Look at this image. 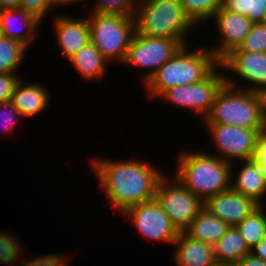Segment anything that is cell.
<instances>
[{"label": "cell", "instance_id": "1", "mask_svg": "<svg viewBox=\"0 0 266 266\" xmlns=\"http://www.w3.org/2000/svg\"><path fill=\"white\" fill-rule=\"evenodd\" d=\"M92 167L112 207L121 213L154 199L157 184L164 175L158 167L140 160L128 162L97 158L92 161Z\"/></svg>", "mask_w": 266, "mask_h": 266}, {"label": "cell", "instance_id": "2", "mask_svg": "<svg viewBox=\"0 0 266 266\" xmlns=\"http://www.w3.org/2000/svg\"><path fill=\"white\" fill-rule=\"evenodd\" d=\"M203 151H185L179 156L174 176L203 203L231 188L232 163Z\"/></svg>", "mask_w": 266, "mask_h": 266}, {"label": "cell", "instance_id": "3", "mask_svg": "<svg viewBox=\"0 0 266 266\" xmlns=\"http://www.w3.org/2000/svg\"><path fill=\"white\" fill-rule=\"evenodd\" d=\"M203 121L204 124L266 129L263 94L225 83L217 92L211 110Z\"/></svg>", "mask_w": 266, "mask_h": 266}, {"label": "cell", "instance_id": "4", "mask_svg": "<svg viewBox=\"0 0 266 266\" xmlns=\"http://www.w3.org/2000/svg\"><path fill=\"white\" fill-rule=\"evenodd\" d=\"M188 49L187 45L182 46L144 83L151 97L175 86L199 82L220 64L208 48L191 52Z\"/></svg>", "mask_w": 266, "mask_h": 266}, {"label": "cell", "instance_id": "5", "mask_svg": "<svg viewBox=\"0 0 266 266\" xmlns=\"http://www.w3.org/2000/svg\"><path fill=\"white\" fill-rule=\"evenodd\" d=\"M135 30L147 37L170 38L185 46V34L196 25L179 0H137Z\"/></svg>", "mask_w": 266, "mask_h": 266}, {"label": "cell", "instance_id": "6", "mask_svg": "<svg viewBox=\"0 0 266 266\" xmlns=\"http://www.w3.org/2000/svg\"><path fill=\"white\" fill-rule=\"evenodd\" d=\"M90 41L108 60L124 62L135 33L134 16L110 13H89Z\"/></svg>", "mask_w": 266, "mask_h": 266}, {"label": "cell", "instance_id": "7", "mask_svg": "<svg viewBox=\"0 0 266 266\" xmlns=\"http://www.w3.org/2000/svg\"><path fill=\"white\" fill-rule=\"evenodd\" d=\"M167 179L166 174L160 178L156 187L155 200L177 229L183 232L204 208V203L175 176L172 180Z\"/></svg>", "mask_w": 266, "mask_h": 266}, {"label": "cell", "instance_id": "8", "mask_svg": "<svg viewBox=\"0 0 266 266\" xmlns=\"http://www.w3.org/2000/svg\"><path fill=\"white\" fill-rule=\"evenodd\" d=\"M219 64L205 79L187 85L175 86L164 91L159 98L202 115L204 119L210 112L217 92L226 83Z\"/></svg>", "mask_w": 266, "mask_h": 266}, {"label": "cell", "instance_id": "9", "mask_svg": "<svg viewBox=\"0 0 266 266\" xmlns=\"http://www.w3.org/2000/svg\"><path fill=\"white\" fill-rule=\"evenodd\" d=\"M182 45L174 39L147 37L135 31L123 64L149 69L144 75V83L164 65Z\"/></svg>", "mask_w": 266, "mask_h": 266}, {"label": "cell", "instance_id": "10", "mask_svg": "<svg viewBox=\"0 0 266 266\" xmlns=\"http://www.w3.org/2000/svg\"><path fill=\"white\" fill-rule=\"evenodd\" d=\"M205 126L217 147V154H213L232 163V159L251 160L255 150L256 137L264 129H248L225 124H206Z\"/></svg>", "mask_w": 266, "mask_h": 266}, {"label": "cell", "instance_id": "11", "mask_svg": "<svg viewBox=\"0 0 266 266\" xmlns=\"http://www.w3.org/2000/svg\"><path fill=\"white\" fill-rule=\"evenodd\" d=\"M122 215L128 216L142 236L152 241L173 244L180 234L155 198L128 208Z\"/></svg>", "mask_w": 266, "mask_h": 266}, {"label": "cell", "instance_id": "12", "mask_svg": "<svg viewBox=\"0 0 266 266\" xmlns=\"http://www.w3.org/2000/svg\"><path fill=\"white\" fill-rule=\"evenodd\" d=\"M222 68L234 72L245 80L250 87H238L235 78L225 76L226 84L239 89H246L263 93L266 90V53L232 51L221 62ZM235 80V81H234ZM237 84V85H236Z\"/></svg>", "mask_w": 266, "mask_h": 266}, {"label": "cell", "instance_id": "13", "mask_svg": "<svg viewBox=\"0 0 266 266\" xmlns=\"http://www.w3.org/2000/svg\"><path fill=\"white\" fill-rule=\"evenodd\" d=\"M212 18L216 20L215 25H217L218 35H221V43L214 48L210 47L209 50L221 62L233 50L240 47L250 33L253 22L245 15L231 12L223 6L215 12Z\"/></svg>", "mask_w": 266, "mask_h": 266}, {"label": "cell", "instance_id": "14", "mask_svg": "<svg viewBox=\"0 0 266 266\" xmlns=\"http://www.w3.org/2000/svg\"><path fill=\"white\" fill-rule=\"evenodd\" d=\"M259 205L251 198L235 192L232 188L210 197L204 207L230 227L238 225Z\"/></svg>", "mask_w": 266, "mask_h": 266}, {"label": "cell", "instance_id": "15", "mask_svg": "<svg viewBox=\"0 0 266 266\" xmlns=\"http://www.w3.org/2000/svg\"><path fill=\"white\" fill-rule=\"evenodd\" d=\"M53 24L56 39L67 60L90 42L88 17L75 19L61 14Z\"/></svg>", "mask_w": 266, "mask_h": 266}, {"label": "cell", "instance_id": "16", "mask_svg": "<svg viewBox=\"0 0 266 266\" xmlns=\"http://www.w3.org/2000/svg\"><path fill=\"white\" fill-rule=\"evenodd\" d=\"M18 16V17H16ZM20 19L19 26L16 25ZM17 19V21H16ZM41 23L21 8L3 9L0 12V29L3 37L17 40L29 48ZM18 26V27H15ZM23 27V28H22Z\"/></svg>", "mask_w": 266, "mask_h": 266}, {"label": "cell", "instance_id": "17", "mask_svg": "<svg viewBox=\"0 0 266 266\" xmlns=\"http://www.w3.org/2000/svg\"><path fill=\"white\" fill-rule=\"evenodd\" d=\"M173 244L177 245L174 251V261L177 266H215L213 246L194 240L184 232H180Z\"/></svg>", "mask_w": 266, "mask_h": 266}, {"label": "cell", "instance_id": "18", "mask_svg": "<svg viewBox=\"0 0 266 266\" xmlns=\"http://www.w3.org/2000/svg\"><path fill=\"white\" fill-rule=\"evenodd\" d=\"M23 82L19 81L10 101L22 117L31 118L46 109L50 97L48 90L42 84H23Z\"/></svg>", "mask_w": 266, "mask_h": 266}, {"label": "cell", "instance_id": "19", "mask_svg": "<svg viewBox=\"0 0 266 266\" xmlns=\"http://www.w3.org/2000/svg\"><path fill=\"white\" fill-rule=\"evenodd\" d=\"M236 175L235 180L231 181V188L242 195L251 198L259 206L266 195V178L258 164L252 160H246Z\"/></svg>", "mask_w": 266, "mask_h": 266}, {"label": "cell", "instance_id": "20", "mask_svg": "<svg viewBox=\"0 0 266 266\" xmlns=\"http://www.w3.org/2000/svg\"><path fill=\"white\" fill-rule=\"evenodd\" d=\"M229 227L204 207L183 232L194 240L214 246Z\"/></svg>", "mask_w": 266, "mask_h": 266}, {"label": "cell", "instance_id": "21", "mask_svg": "<svg viewBox=\"0 0 266 266\" xmlns=\"http://www.w3.org/2000/svg\"><path fill=\"white\" fill-rule=\"evenodd\" d=\"M213 251L216 263L226 265H235L246 255L251 254V249L235 226L228 228L213 246Z\"/></svg>", "mask_w": 266, "mask_h": 266}, {"label": "cell", "instance_id": "22", "mask_svg": "<svg viewBox=\"0 0 266 266\" xmlns=\"http://www.w3.org/2000/svg\"><path fill=\"white\" fill-rule=\"evenodd\" d=\"M68 61L73 64L84 79L89 81L91 79H101L106 74L105 66H107L108 60L91 41L77 51Z\"/></svg>", "mask_w": 266, "mask_h": 266}, {"label": "cell", "instance_id": "23", "mask_svg": "<svg viewBox=\"0 0 266 266\" xmlns=\"http://www.w3.org/2000/svg\"><path fill=\"white\" fill-rule=\"evenodd\" d=\"M264 208H266L264 205L258 206L235 226L250 249L266 236V211Z\"/></svg>", "mask_w": 266, "mask_h": 266}, {"label": "cell", "instance_id": "24", "mask_svg": "<svg viewBox=\"0 0 266 266\" xmlns=\"http://www.w3.org/2000/svg\"><path fill=\"white\" fill-rule=\"evenodd\" d=\"M28 49L23 43L1 37L0 39V74L16 72L23 63L24 55Z\"/></svg>", "mask_w": 266, "mask_h": 266}, {"label": "cell", "instance_id": "25", "mask_svg": "<svg viewBox=\"0 0 266 266\" xmlns=\"http://www.w3.org/2000/svg\"><path fill=\"white\" fill-rule=\"evenodd\" d=\"M185 14L195 24L211 20L215 12L223 6V0H179Z\"/></svg>", "mask_w": 266, "mask_h": 266}, {"label": "cell", "instance_id": "26", "mask_svg": "<svg viewBox=\"0 0 266 266\" xmlns=\"http://www.w3.org/2000/svg\"><path fill=\"white\" fill-rule=\"evenodd\" d=\"M223 7L245 15L253 23L266 22V0H223Z\"/></svg>", "mask_w": 266, "mask_h": 266}, {"label": "cell", "instance_id": "27", "mask_svg": "<svg viewBox=\"0 0 266 266\" xmlns=\"http://www.w3.org/2000/svg\"><path fill=\"white\" fill-rule=\"evenodd\" d=\"M233 51L266 53V22L253 23L250 33L238 49Z\"/></svg>", "mask_w": 266, "mask_h": 266}, {"label": "cell", "instance_id": "28", "mask_svg": "<svg viewBox=\"0 0 266 266\" xmlns=\"http://www.w3.org/2000/svg\"><path fill=\"white\" fill-rule=\"evenodd\" d=\"M93 13H110L124 16H134L137 0H99L96 2Z\"/></svg>", "mask_w": 266, "mask_h": 266}, {"label": "cell", "instance_id": "29", "mask_svg": "<svg viewBox=\"0 0 266 266\" xmlns=\"http://www.w3.org/2000/svg\"><path fill=\"white\" fill-rule=\"evenodd\" d=\"M21 246L16 237L13 238L11 234L0 232V263L11 266L12 264H17L20 260L19 257L21 258L23 253Z\"/></svg>", "mask_w": 266, "mask_h": 266}, {"label": "cell", "instance_id": "30", "mask_svg": "<svg viewBox=\"0 0 266 266\" xmlns=\"http://www.w3.org/2000/svg\"><path fill=\"white\" fill-rule=\"evenodd\" d=\"M20 8L31 14L39 22L53 8L51 0H21Z\"/></svg>", "mask_w": 266, "mask_h": 266}, {"label": "cell", "instance_id": "31", "mask_svg": "<svg viewBox=\"0 0 266 266\" xmlns=\"http://www.w3.org/2000/svg\"><path fill=\"white\" fill-rule=\"evenodd\" d=\"M2 108L3 111H1ZM0 112V119L2 121L1 123L4 126L3 130L9 132L11 129L15 128L16 122H20V117L22 118V115L19 113V110L12 104L11 101L0 103Z\"/></svg>", "mask_w": 266, "mask_h": 266}, {"label": "cell", "instance_id": "32", "mask_svg": "<svg viewBox=\"0 0 266 266\" xmlns=\"http://www.w3.org/2000/svg\"><path fill=\"white\" fill-rule=\"evenodd\" d=\"M15 73L16 72L0 74V103L11 100L15 88L21 80Z\"/></svg>", "mask_w": 266, "mask_h": 266}, {"label": "cell", "instance_id": "33", "mask_svg": "<svg viewBox=\"0 0 266 266\" xmlns=\"http://www.w3.org/2000/svg\"><path fill=\"white\" fill-rule=\"evenodd\" d=\"M69 260L68 256L66 257L63 254L59 255L53 253L42 257L40 256L39 258L37 256V259L35 257L33 260L29 259V261L24 258L22 264L19 266H68Z\"/></svg>", "mask_w": 266, "mask_h": 266}, {"label": "cell", "instance_id": "34", "mask_svg": "<svg viewBox=\"0 0 266 266\" xmlns=\"http://www.w3.org/2000/svg\"><path fill=\"white\" fill-rule=\"evenodd\" d=\"M251 160L260 166L266 178V129L260 131L256 137L255 150Z\"/></svg>", "mask_w": 266, "mask_h": 266}, {"label": "cell", "instance_id": "35", "mask_svg": "<svg viewBox=\"0 0 266 266\" xmlns=\"http://www.w3.org/2000/svg\"><path fill=\"white\" fill-rule=\"evenodd\" d=\"M234 266H266V262L254 257L252 254H248Z\"/></svg>", "mask_w": 266, "mask_h": 266}, {"label": "cell", "instance_id": "36", "mask_svg": "<svg viewBox=\"0 0 266 266\" xmlns=\"http://www.w3.org/2000/svg\"><path fill=\"white\" fill-rule=\"evenodd\" d=\"M251 254L266 262V236L251 249Z\"/></svg>", "mask_w": 266, "mask_h": 266}, {"label": "cell", "instance_id": "37", "mask_svg": "<svg viewBox=\"0 0 266 266\" xmlns=\"http://www.w3.org/2000/svg\"><path fill=\"white\" fill-rule=\"evenodd\" d=\"M21 0H0V9L20 8Z\"/></svg>", "mask_w": 266, "mask_h": 266}, {"label": "cell", "instance_id": "38", "mask_svg": "<svg viewBox=\"0 0 266 266\" xmlns=\"http://www.w3.org/2000/svg\"><path fill=\"white\" fill-rule=\"evenodd\" d=\"M77 1H81V0H51V3L53 7H56L58 5L62 6L64 4L67 5V4L76 3Z\"/></svg>", "mask_w": 266, "mask_h": 266}, {"label": "cell", "instance_id": "39", "mask_svg": "<svg viewBox=\"0 0 266 266\" xmlns=\"http://www.w3.org/2000/svg\"><path fill=\"white\" fill-rule=\"evenodd\" d=\"M262 94L264 97V109H265V120H266V90Z\"/></svg>", "mask_w": 266, "mask_h": 266}, {"label": "cell", "instance_id": "40", "mask_svg": "<svg viewBox=\"0 0 266 266\" xmlns=\"http://www.w3.org/2000/svg\"><path fill=\"white\" fill-rule=\"evenodd\" d=\"M215 266H234V265L216 264Z\"/></svg>", "mask_w": 266, "mask_h": 266}, {"label": "cell", "instance_id": "41", "mask_svg": "<svg viewBox=\"0 0 266 266\" xmlns=\"http://www.w3.org/2000/svg\"><path fill=\"white\" fill-rule=\"evenodd\" d=\"M1 37H3V35H2V31H1V29H0V39H1Z\"/></svg>", "mask_w": 266, "mask_h": 266}]
</instances>
